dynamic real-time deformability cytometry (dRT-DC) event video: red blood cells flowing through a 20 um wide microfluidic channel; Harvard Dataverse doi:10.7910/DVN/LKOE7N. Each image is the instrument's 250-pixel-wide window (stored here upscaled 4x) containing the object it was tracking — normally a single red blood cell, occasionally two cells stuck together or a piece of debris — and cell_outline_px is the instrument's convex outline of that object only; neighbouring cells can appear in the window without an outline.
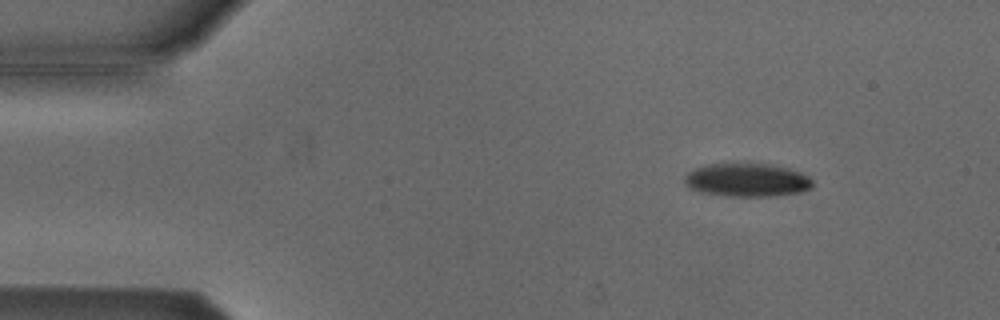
{"species": "Egyptian fruit bat (a non-hibernating species)", "species_latin": "Rousettus aegyptiacus", "temperature_condition": "cold", "stored_images_in_passage": 53, "camera_frame_rate_fps": 3000, "um_per_image_px": 0.085, "animal": {"sex": "male"}, "frame": {"image": 1, "passage_image": 7, "time_ms": 2.0, "image_size_px": [1000, 320], "cell_outline_px": [[812, 188], [800, 192], [772, 196], [732, 196], [700, 192], [688, 188], [684, 184], [684, 176], [688, 172], [696, 168], [708, 164], [736, 160], [748, 160], [772, 164], [788, 168], [800, 172], [808, 176], [812, 180]], "centroid_in_image_um": [63.46, 15.24], "position_along_channel_um": 21.5, "area_um2": 25.95}}
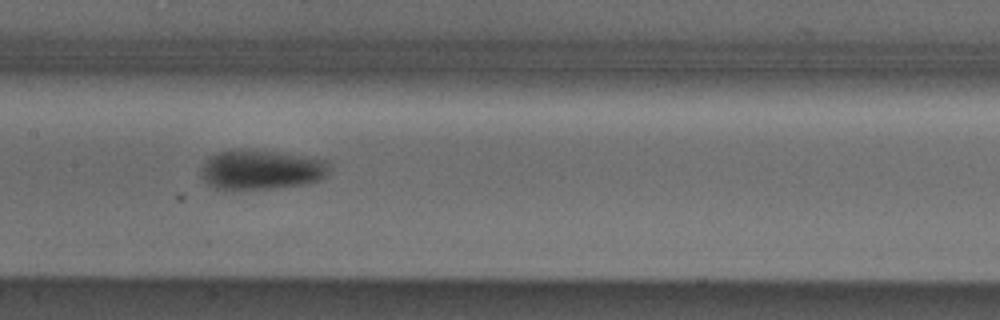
{"frame": {"image": 2, "passage_image": 26, "time_ms": 8.333, "image_size_px": [1000, 320], "cell_outline_px": [[328, 172], [320, 180], [304, 184], [276, 188], [216, 188], [208, 184], [200, 176], [200, 172], [204, 164], [216, 152], [268, 152], [328, 160]], "centroid_in_image_um": [22.22, 14.46], "position_along_channel_um": 185.2, "area_um2": 28.21}}
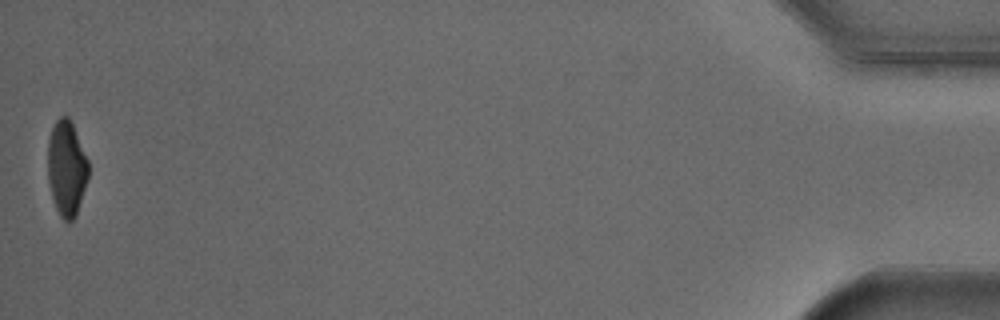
{"frame": {"image": 3, "passage_image": 53, "time_ms": 17.333, "image_size_px": [1000, 320], "cell_outline_px": [[88, 176], [76, 216], [72, 220], [64, 220], [60, 216], [56, 208], [52, 196], [48, 180], [48, 140], [52, 128], [56, 120], [60, 116], [68, 116], [72, 124], [88, 160]], "centroid_in_image_um": [5.65, 14.29], "position_along_channel_um": 429.6, "area_um2": 22.25}, "authors_computed_cell_mechanics": {"area_um2": 26.299, "velocity_mm_per_s": 3.8425, "shape_relaxation_time_tau1_ms": 3.6229, "shape_relaxation_time_tau2_ms": null, "deformation_change_tau1": 0.1363, "deformation_change_tau2": null}}